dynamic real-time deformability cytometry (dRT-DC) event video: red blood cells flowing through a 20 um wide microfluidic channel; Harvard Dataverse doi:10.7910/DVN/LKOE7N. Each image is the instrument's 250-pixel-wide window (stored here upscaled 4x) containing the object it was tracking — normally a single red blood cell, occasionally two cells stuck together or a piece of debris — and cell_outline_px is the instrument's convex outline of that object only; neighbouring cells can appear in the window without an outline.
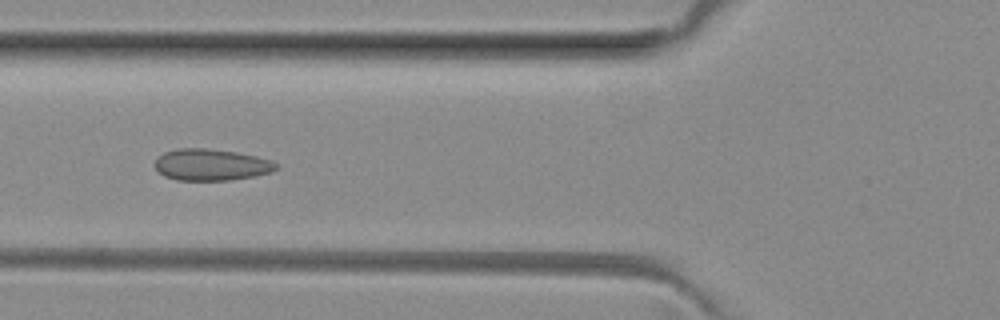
{"species": "common noctule bat (a hibernating species)", "species_latin": "Nyctalus noctula", "temperature_condition": "room temperature", "stored_images_in_passage": 42, "camera_frame_rate_fps": 3000, "um_per_image_px": 0.085, "animal": {"sex": "female", "body_mass_g": 29.2, "forearm_length_mm": 56.3}, "frame": {"image": 1, "passage_image": 10, "time_ms": 3.0, "image_size_px": [1000, 320], "cell_outline_px": [[276, 168], [272, 172], [256, 176], [232, 180], [176, 180], [164, 176], [156, 168], [156, 160], [164, 152], [176, 148], [208, 148], [236, 152], [256, 156], [272, 160], [276, 164]], "centroid_in_image_um": [17.97, 14.0], "position_along_channel_um": 107.8, "area_um2": 22.31}}
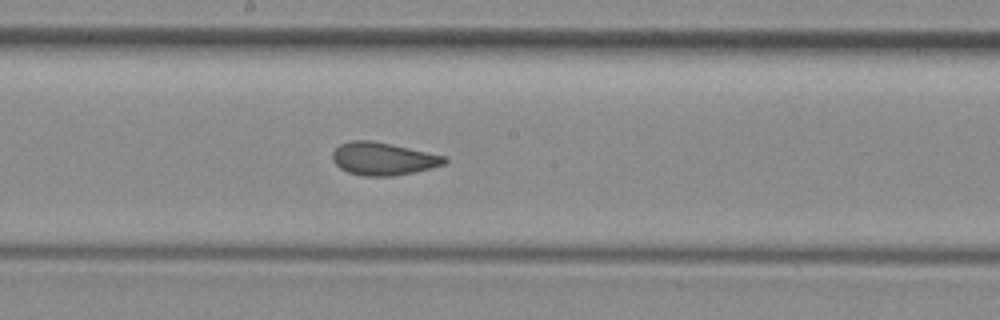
{"frame": {"image": 2, "passage_image": 18, "time_ms": 5.667, "image_size_px": [1000, 320], "cell_outline_px": [[448, 160], [444, 164], [432, 168], [416, 172], [392, 176], [364, 176], [348, 172], [340, 168], [332, 160], [332, 152], [340, 144], [348, 140], [372, 140], [448, 156]], "centroid_in_image_um": [32.58, 13.49], "position_along_channel_um": 215.6, "area_um2": 21.62}}
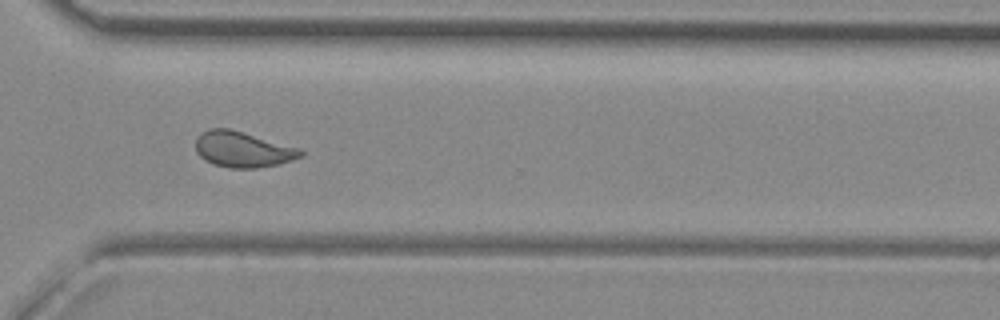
{"frame": {"image": 3, "passage_image": 28, "time_ms": 9.0, "image_size_px": [1000, 320], "cell_outline_px": [[304, 156], [292, 160], [276, 164], [256, 168], [228, 168], [212, 164], [204, 160], [196, 152], [196, 136], [200, 132], [208, 128], [228, 128], [244, 132], [300, 148], [304, 152]], "centroid_in_image_um": [20.61, 12.69], "position_along_channel_um": 350.0, "area_um2": 22.08}, "authors_computed_cell_mechanics": {"area_um2": 21.6461, "velocity_mm_per_s": 4.0299, "shape_relaxation_time_tau1_ms": null, "shape_relaxation_time_tau2_ms": 0.7124, "deformation_change_tau1": null, "deformation_change_tau2": 0.0578}}